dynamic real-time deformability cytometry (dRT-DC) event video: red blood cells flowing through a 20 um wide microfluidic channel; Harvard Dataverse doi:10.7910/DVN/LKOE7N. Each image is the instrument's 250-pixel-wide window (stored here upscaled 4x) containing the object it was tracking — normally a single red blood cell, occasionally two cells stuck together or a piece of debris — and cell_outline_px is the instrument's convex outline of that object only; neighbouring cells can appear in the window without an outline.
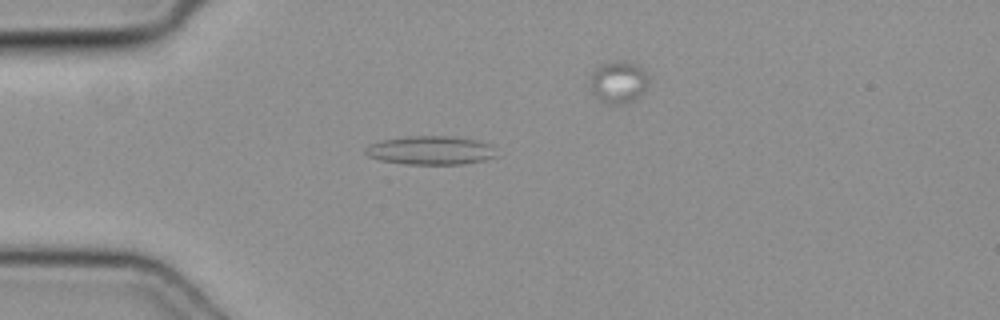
{"species": "common noctule bat (a hibernating species)", "species_latin": "Nyctalus noctula", "temperature_condition": "cold", "stored_images_in_passage": 34, "camera_frame_rate_fps": 3000, "um_per_image_px": 0.085, "animal": {"sex": "female", "body_mass_g": 19.3, "forearm_length_mm": 54.1}, "frame": {"image": 1, "passage_image": 4, "time_ms": 1.0, "image_size_px": [1000, 320], "cell_outline_px": [[500, 156], [484, 160], [464, 164], [404, 164], [380, 160], [368, 156], [364, 152], [364, 148], [368, 144], [380, 140], [408, 136], [448, 136], [476, 140], [492, 144]], "centroid_in_image_um": [36.62, 12.78], "position_along_channel_um": 48.4, "area_um2": 22.25}}
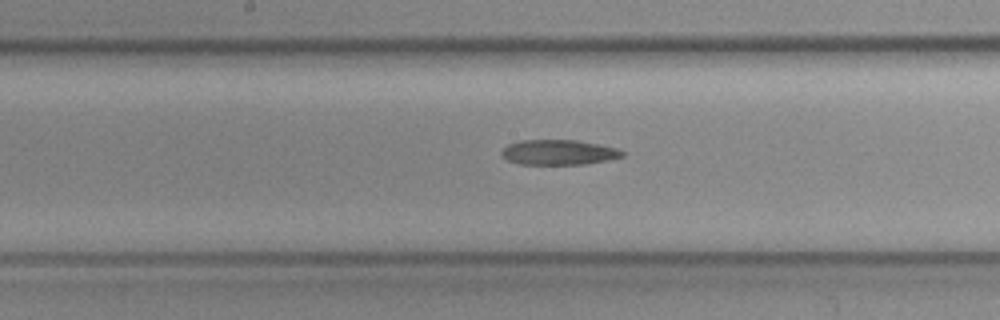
{"frame": {"image": 2, "passage_image": 16, "time_ms": 5.0, "image_size_px": [1000, 320], "cell_outline_px": [[624, 156], [584, 164], [520, 164], [508, 160], [500, 152], [508, 144], [520, 140], [576, 140], [600, 144], [616, 148], [624, 152]], "centroid_in_image_um": [47.47, 12.94], "position_along_channel_um": 200.7, "area_um2": 17.46}}
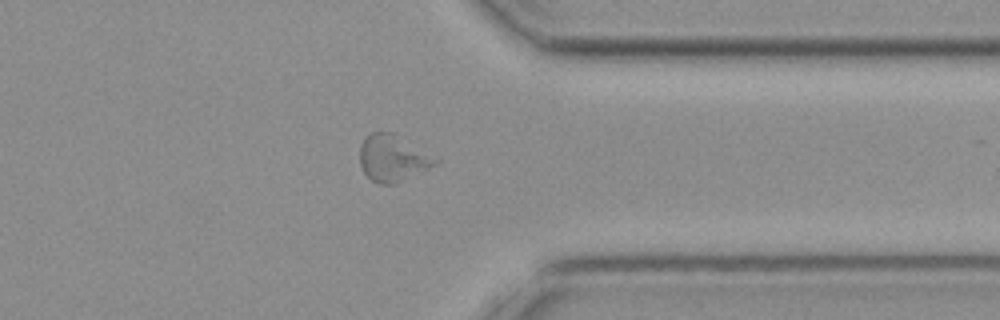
{"frame": {"image": 3, "passage_image": 29, "time_ms": 9.333, "image_size_px": [1000, 320], "cell_outline_px": [[440, 160], [436, 164], [392, 184], [380, 184], [372, 180], [364, 172], [360, 164], [360, 144], [372, 132], [392, 132]], "centroid_in_image_um": [33.34, 13.43], "position_along_channel_um": 378.1, "area_um2": 19.83}}